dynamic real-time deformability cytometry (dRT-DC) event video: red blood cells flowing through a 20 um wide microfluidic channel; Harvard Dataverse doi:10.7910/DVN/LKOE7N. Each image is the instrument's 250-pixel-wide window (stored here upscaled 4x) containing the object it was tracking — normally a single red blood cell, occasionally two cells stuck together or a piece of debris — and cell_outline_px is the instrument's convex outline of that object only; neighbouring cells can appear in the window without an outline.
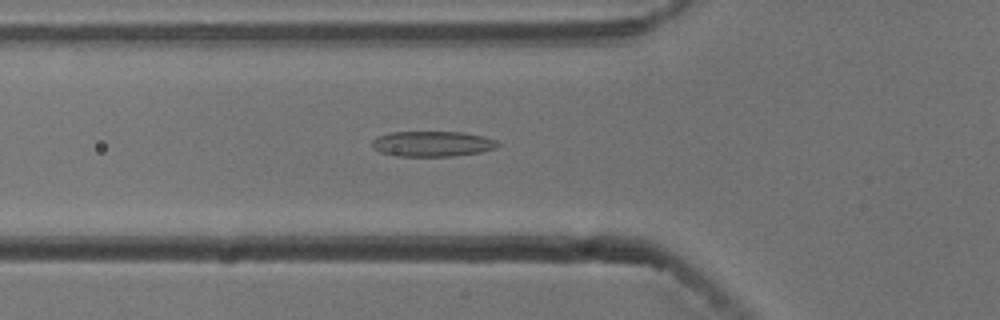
{"species": "common noctule bat (a hibernating species)", "species_latin": "Nyctalus noctula", "temperature_condition": "cold", "stored_images_in_passage": 54, "camera_frame_rate_fps": 3000, "um_per_image_px": 0.085, "animal": {"sex": "male", "body_mass_g": 13.3}, "frame": {"image": 1, "passage_image": 19, "time_ms": 6.0, "image_size_px": [1000, 320], "cell_outline_px": [[500, 144], [496, 148], [480, 152], [452, 156], [400, 156], [380, 152], [372, 148], [372, 140], [376, 136], [392, 132], [464, 132], [484, 136], [496, 140]], "centroid_in_image_um": [36.75, 12.22], "position_along_channel_um": 89.1, "area_um2": 18.67}}
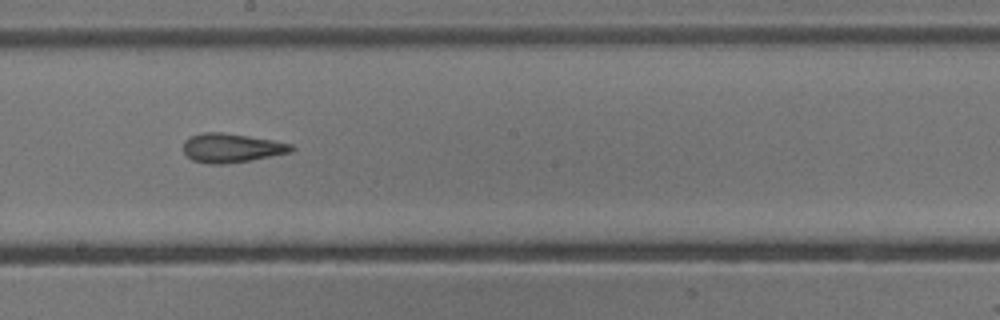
{"frame": {"image": 2, "passage_image": 30, "time_ms": 9.667, "image_size_px": [1000, 320], "cell_outline_px": [[296, 148], [292, 152], [248, 160], [220, 164], [208, 164], [192, 160], [184, 152], [184, 140], [192, 136], [204, 132], [220, 132], [248, 136], [272, 140], [292, 144]], "centroid_in_image_um": [19.68, 12.57], "position_along_channel_um": 228.5, "area_um2": 18.03}}
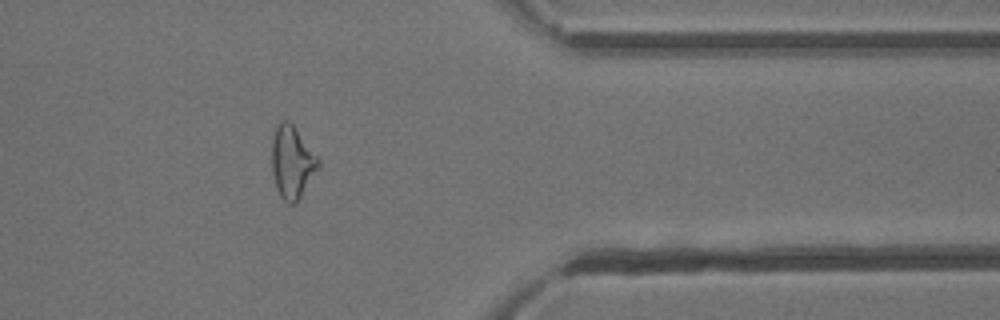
{"frame": {"image": 3, "passage_image": 44, "time_ms": 14.333, "image_size_px": [1000, 320], "cell_outline_px": [[320, 164], [296, 204], [288, 204], [280, 196], [276, 188], [272, 168], [272, 140], [276, 124], [280, 120], [288, 120], [292, 124], [320, 160]], "centroid_in_image_um": [24.8, 13.78], "position_along_channel_um": 386.6, "area_um2": 19.42}, "authors_computed_cell_mechanics": {"area_um2": 19.2763, "velocity_mm_per_s": 3.7791, "shape_relaxation_time_tau1_ms": 8.0122, "shape_relaxation_time_tau2_ms": 2.6164, "deformation_change_tau1": 0.1983, "deformation_change_tau2": 0.1236}}